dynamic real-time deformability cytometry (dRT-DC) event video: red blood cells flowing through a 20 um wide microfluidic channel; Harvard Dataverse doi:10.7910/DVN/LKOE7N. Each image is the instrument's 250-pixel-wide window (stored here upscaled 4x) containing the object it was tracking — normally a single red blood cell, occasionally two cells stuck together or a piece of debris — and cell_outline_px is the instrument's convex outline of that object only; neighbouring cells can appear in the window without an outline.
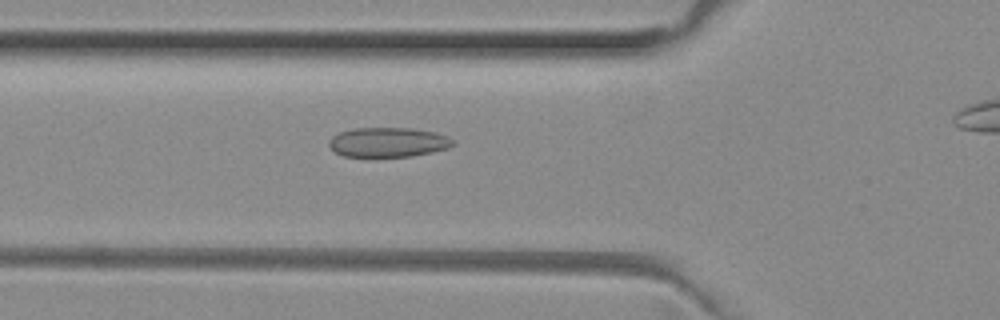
{"species": "common noctule bat (a hibernating species)", "species_latin": "Nyctalus noctula", "temperature_condition": "room temperature", "stored_images_in_passage": 39, "camera_frame_rate_fps": 3000, "um_per_image_px": 0.085, "animal": {"sex": "female", "body_mass_g": 29.2, "forearm_length_mm": 56.3}, "frame": {"image": 1, "passage_image": 13, "time_ms": 4.0, "image_size_px": [1000, 320], "cell_outline_px": [[456, 144], [448, 148], [432, 152], [412, 156], [344, 156], [336, 152], [328, 144], [328, 140], [332, 136], [340, 132], [356, 128], [412, 128], [436, 132], [448, 136]], "centroid_in_image_um": [33.01, 12.08], "position_along_channel_um": 92.8, "area_um2": 21.33}}
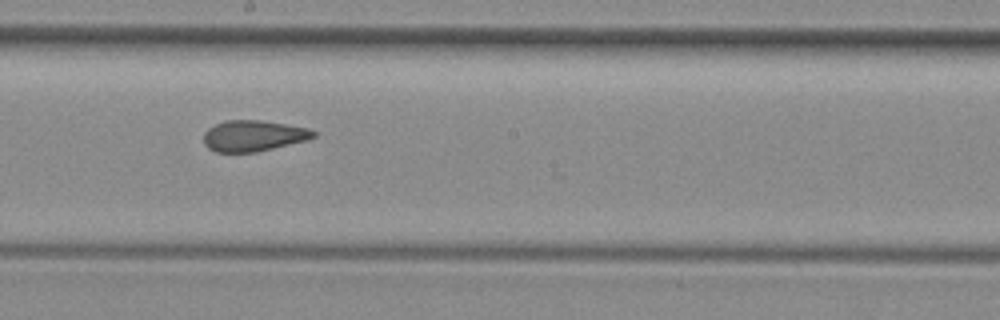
{"frame": {"image": 2, "passage_image": 23, "time_ms": 7.333, "image_size_px": [1000, 320], "cell_outline_px": [[316, 136], [308, 140], [256, 152], [216, 152], [208, 148], [204, 144], [204, 132], [208, 128], [224, 120], [260, 120], [308, 128], [316, 132]], "centroid_in_image_um": [21.53, 11.54], "position_along_channel_um": 226.7, "area_um2": 19.83}}
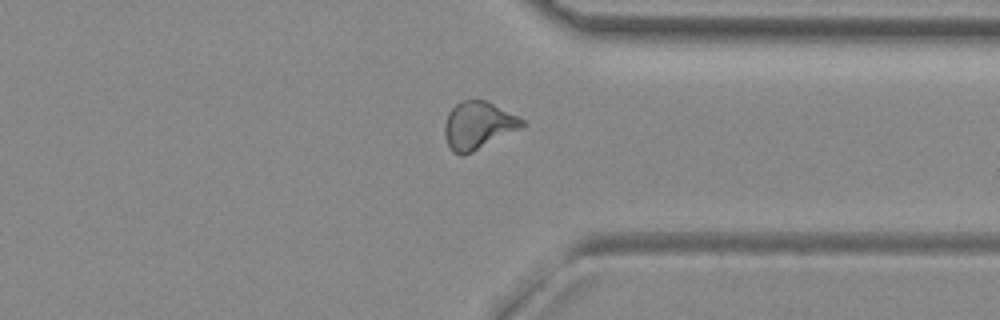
{"frame": {"image": 3, "passage_image": 34, "time_ms": 11.0, "image_size_px": [1000, 320], "cell_outline_px": [[524, 124], [520, 128], [464, 156], [460, 156], [452, 152], [444, 136], [444, 124], [448, 112], [460, 100], [484, 100], [524, 120]], "centroid_in_image_um": [40.56, 10.68], "position_along_channel_um": 370.8, "area_um2": 21.1}}